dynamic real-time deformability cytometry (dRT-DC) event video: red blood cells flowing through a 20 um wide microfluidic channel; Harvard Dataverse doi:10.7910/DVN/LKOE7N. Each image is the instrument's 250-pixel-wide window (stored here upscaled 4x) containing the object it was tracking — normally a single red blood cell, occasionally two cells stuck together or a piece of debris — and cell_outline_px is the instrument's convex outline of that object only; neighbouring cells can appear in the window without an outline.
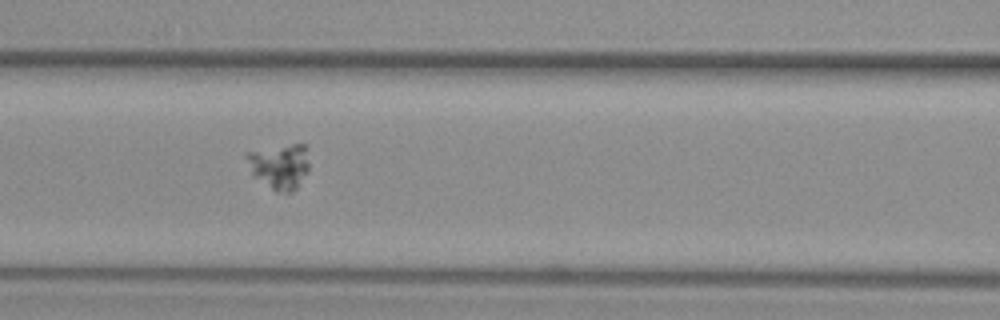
{"species": "common noctule bat (a hibernating species)", "species_latin": "Nyctalus noctula", "temperature_condition": "warm", "stored_images_in_passage": 28, "camera_frame_rate_fps": 3000, "um_per_image_px": 0.085, "animal": {"sex": "female", "body_mass_g": 29.2, "forearm_length_mm": 56.3}, "frame": {"image": 1, "passage_image": 8, "time_ms": 2.333, "image_size_px": [1000, 320], "cell_outline_px": [[308, 172], [296, 188], [292, 192], [276, 192], [252, 176], [244, 156], [244, 152], [292, 144], [308, 144]], "centroid_in_image_um": [23.75, 14.12], "position_along_channel_um": 142.8, "area_um2": 16.82}}
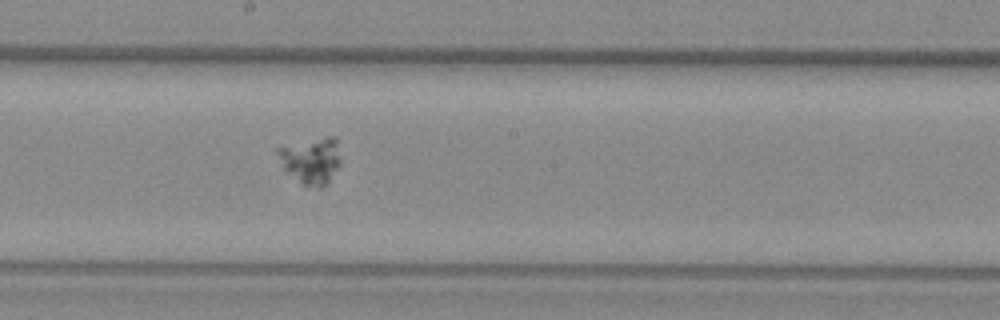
{"frame": {"image": 2, "passage_image": 14, "time_ms": 4.333, "image_size_px": [1000, 320], "cell_outline_px": [[340, 164], [328, 180], [320, 188], [316, 188], [304, 184], [288, 172], [284, 168], [276, 152], [276, 148], [328, 136], [336, 136], [340, 160]], "centroid_in_image_um": [26.46, 13.62], "position_along_channel_um": 221.7, "area_um2": 16.36}}
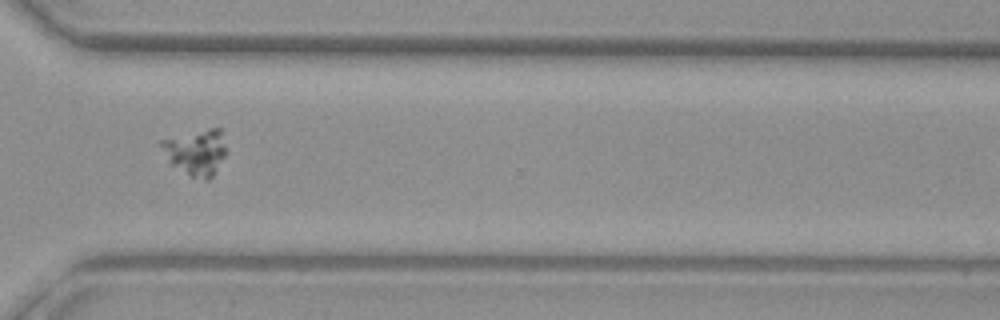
{"frame": {"image": 3, "passage_image": 24, "time_ms": 7.667, "image_size_px": [1000, 320], "cell_outline_px": [[224, 156], [212, 176], [208, 180], [204, 180], [188, 176], [172, 164], [168, 160], [160, 144], [160, 140], [208, 128], [220, 128], [224, 148]], "centroid_in_image_um": [16.64, 12.95], "position_along_channel_um": 354.0, "area_um2": 16.88}}